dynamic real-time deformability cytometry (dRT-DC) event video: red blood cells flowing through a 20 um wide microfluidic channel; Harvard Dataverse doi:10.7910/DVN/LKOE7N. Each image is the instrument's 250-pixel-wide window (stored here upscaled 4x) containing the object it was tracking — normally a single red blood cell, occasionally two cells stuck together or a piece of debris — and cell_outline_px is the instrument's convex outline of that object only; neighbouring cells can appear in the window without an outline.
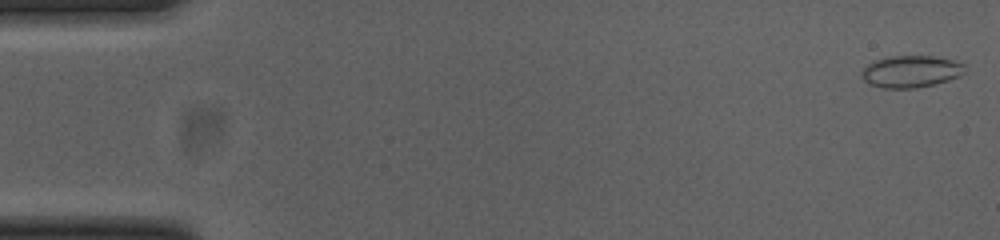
{"species": "common noctule bat (a hibernating species)", "species_latin": "Nyctalus noctula", "temperature_condition": "cold", "stored_images_in_passage": 52, "camera_frame_rate_fps": 3000, "um_per_image_px": 0.085, "animal": {"sex": "female", "body_mass_g": 23.0, "forearm_length_mm": 53.4}, "frame": {"image": 1, "passage_image": 1, "time_ms": 0.0, "image_size_px": [1000, 240], "cell_outline_px": [[964, 72], [960, 76], [948, 80], [916, 88], [884, 88], [872, 84], [864, 80], [860, 76], [860, 72], [868, 64], [876, 60], [888, 56], [932, 56], [952, 60], [964, 64]], "centroid_in_image_um": [77.41, 6.07], "position_along_channel_um": 7.6, "area_um2": 19.02}}
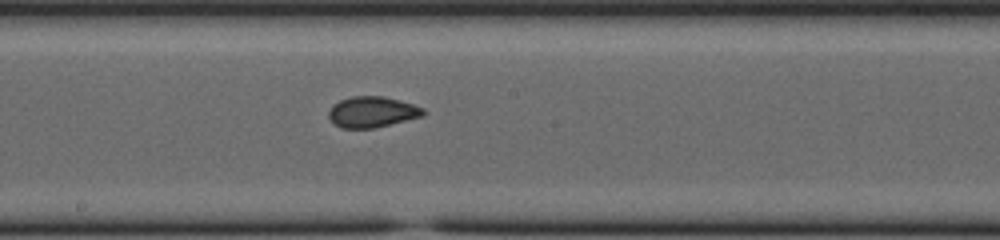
{"frame": {"image": 2, "passage_image": 28, "time_ms": 9.0, "image_size_px": [1000, 240], "cell_outline_px": [[424, 116], [372, 128], [340, 128], [328, 116], [328, 112], [332, 104], [340, 100], [352, 96], [384, 96], [400, 100], [424, 108]], "centroid_in_image_um": [31.62, 9.5], "position_along_channel_um": 216.6, "area_um2": 16.94}}
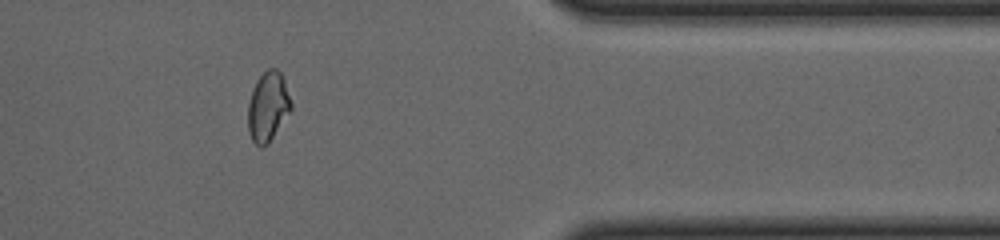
{"frame": {"image": 3, "passage_image": 43, "time_ms": 14.0, "image_size_px": [1000, 240], "cell_outline_px": [[292, 108], [268, 144], [264, 148], [260, 148], [252, 140], [248, 132], [248, 104], [252, 88], [256, 80], [268, 68], [276, 68], [280, 72], [284, 80], [292, 104]], "centroid_in_image_um": [22.76, 9.07], "position_along_channel_um": 388.6, "area_um2": 17.51}, "authors_computed_cell_mechanics": {"area_um2": 17.3978, "velocity_mm_per_s": 3.8743, "shape_relaxation_time_tau1_ms": null, "shape_relaxation_time_tau2_ms": 1.3931, "deformation_change_tau1": null, "deformation_change_tau2": 0.0607}}